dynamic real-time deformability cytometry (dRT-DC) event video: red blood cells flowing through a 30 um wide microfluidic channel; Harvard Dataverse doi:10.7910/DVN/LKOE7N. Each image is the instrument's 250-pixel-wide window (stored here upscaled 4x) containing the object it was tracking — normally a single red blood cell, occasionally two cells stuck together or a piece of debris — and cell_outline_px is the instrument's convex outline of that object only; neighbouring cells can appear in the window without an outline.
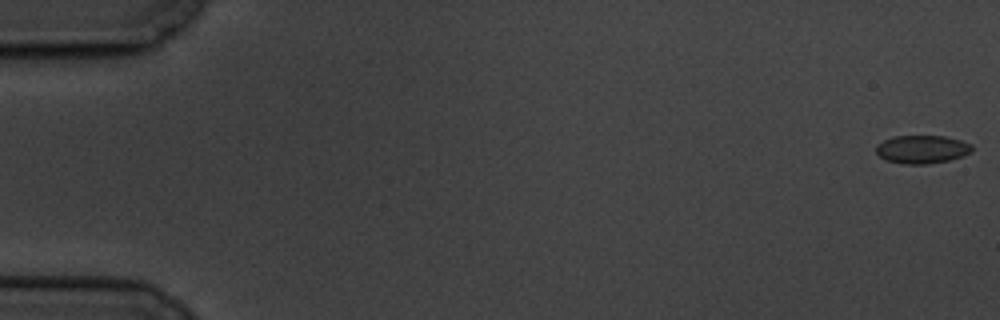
{"species": "common noctule bat (a hibernating species)", "species_latin": "Nyctalus noctula", "temperature_condition": "cold", "stored_images_in_passage": 6, "camera_frame_rate_fps": 3000, "um_per_image_px": 0.085, "animal": {"sex": "male", "body_mass_g": 19.5, "forearm_length_mm": 54.6}, "frame": {"image": 1, "passage_image": 1, "time_ms": 0.0, "image_size_px": [1000, 320], "cell_outline_px": [[972, 152], [964, 156], [948, 160], [924, 164], [904, 164], [888, 160], [880, 156], [876, 152], [876, 144], [892, 136], [944, 136], [960, 140], [972, 144]], "centroid_in_image_um": [78.38, 12.68], "position_along_channel_um": 6.6, "area_um2": 15.72}}
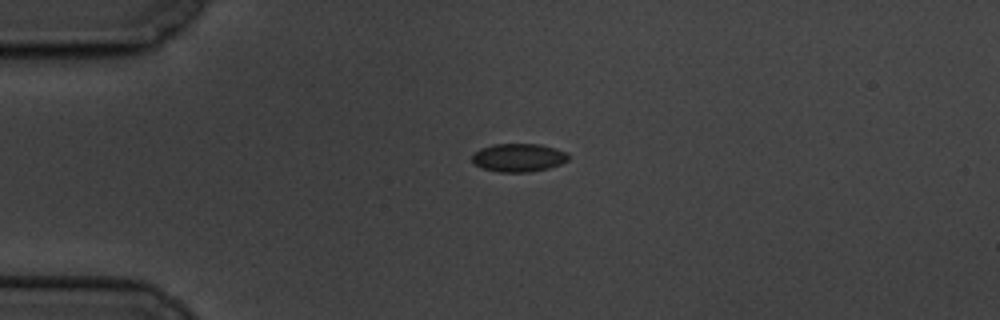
{"frame": {"image": 2, "passage_image": 5, "time_ms": 4.667, "image_size_px": [1000, 320], "cell_outline_px": [[568, 160], [560, 164], [548, 168], [532, 172], [500, 172], [484, 168], [476, 164], [472, 160], [472, 156], [480, 148], [492, 144], [540, 144], [556, 148], [568, 152]], "centroid_in_image_um": [44.11, 13.39], "position_along_channel_um": 40.9, "area_um2": 15.84}}